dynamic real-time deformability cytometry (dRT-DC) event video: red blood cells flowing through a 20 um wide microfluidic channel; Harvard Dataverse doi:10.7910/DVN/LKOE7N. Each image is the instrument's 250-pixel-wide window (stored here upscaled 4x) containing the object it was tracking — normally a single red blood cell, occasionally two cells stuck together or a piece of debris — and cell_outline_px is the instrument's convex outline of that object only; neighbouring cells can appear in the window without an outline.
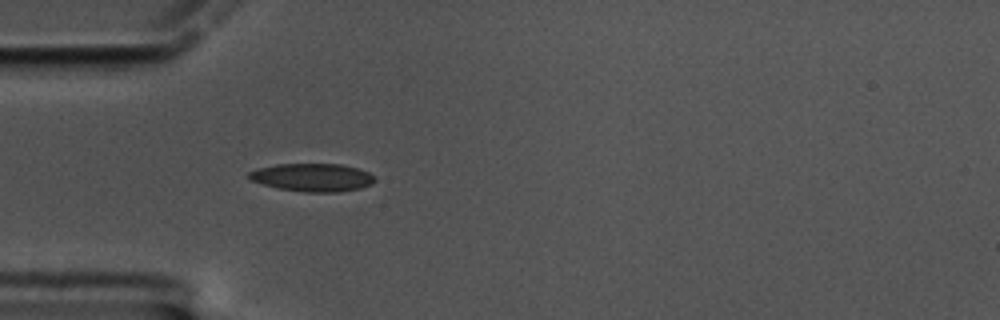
{"species": "common noctule bat (a hibernating species)", "species_latin": "Nyctalus noctula", "temperature_condition": "cold", "stored_images_in_passage": 5, "camera_frame_rate_fps": 3000, "um_per_image_px": 0.085, "animal": {"sex": "male", "body_mass_g": 17.5, "forearm_length_mm": 52.3}, "frame": {"image": 1, "passage_image": 1, "time_ms": 0.0, "image_size_px": [1000, 320], "cell_outline_px": [[376, 180], [372, 184], [360, 188], [340, 192], [304, 192], [276, 188], [248, 180], [248, 172], [256, 168], [276, 164], [340, 164], [356, 168], [368, 172], [376, 176]], "centroid_in_image_um": [26.53, 15.08], "position_along_channel_um": 58.5, "area_um2": 20.81}}